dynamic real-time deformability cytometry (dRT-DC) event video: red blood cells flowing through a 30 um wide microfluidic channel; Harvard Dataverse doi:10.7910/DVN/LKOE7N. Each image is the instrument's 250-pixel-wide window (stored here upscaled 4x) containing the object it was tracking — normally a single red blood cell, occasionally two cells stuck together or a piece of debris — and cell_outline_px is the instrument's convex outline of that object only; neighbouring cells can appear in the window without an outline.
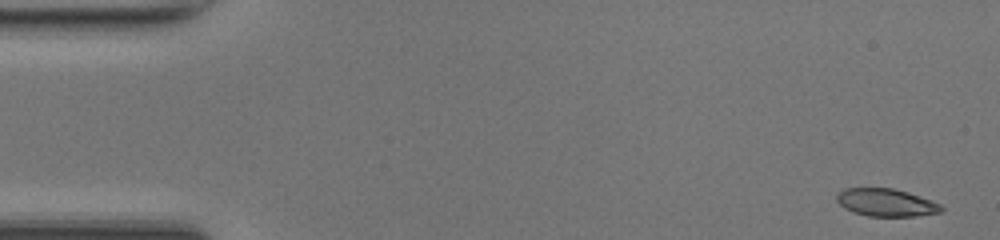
{"species": "common noctule bat (a hibernating species)", "species_latin": "Nyctalus noctula", "temperature_condition": "room temperature", "stored_images_in_passage": 48, "camera_frame_rate_fps": 3000, "um_per_image_px": 0.085, "animal": {"sex": "female", "body_mass_g": 17.0, "forearm_length_mm": 48.0}, "frame": {"image": 1, "passage_image": 1, "time_ms": 0.0, "image_size_px": [1000, 240], "cell_outline_px": [[944, 212], [916, 216], [868, 216], [844, 208], [836, 200], [836, 196], [844, 188], [892, 188], [908, 192], [932, 200], [940, 204], [944, 208]], "centroid_in_image_um": [75.36, 17.21], "position_along_channel_um": 9.6, "area_um2": 16.88}}
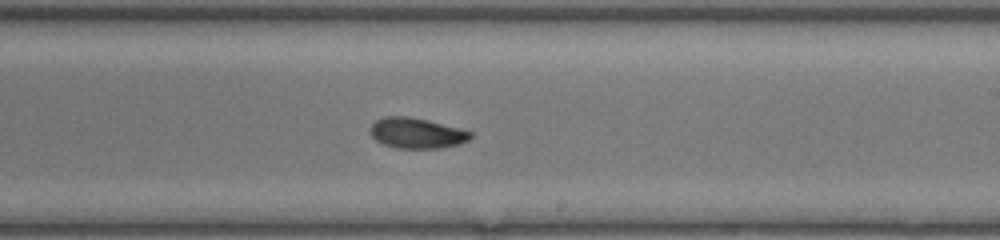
{"frame": {"image": 2, "passage_image": 28, "time_ms": 9.0, "image_size_px": [1000, 240], "cell_outline_px": [[472, 136], [468, 140], [460, 144], [440, 148], [396, 148], [384, 144], [376, 140], [372, 136], [368, 128], [376, 120], [384, 116], [408, 116], [428, 120], [460, 128], [472, 132]], "centroid_in_image_um": [35.41, 11.31], "position_along_channel_um": 253.6, "area_um2": 17.92}}
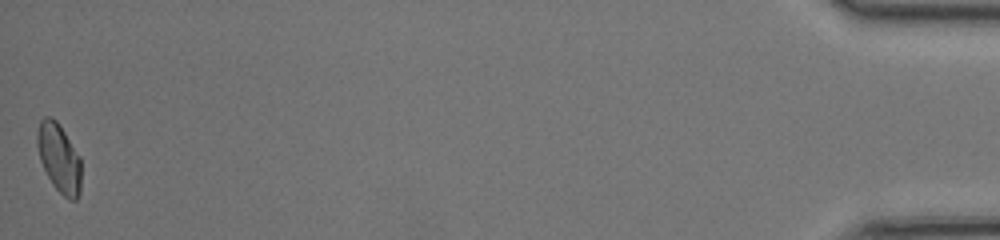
{"frame": {"image": 3, "passage_image": 48, "time_ms": 15.667, "image_size_px": [1000, 240], "cell_outline_px": [[80, 192], [76, 200], [68, 200], [52, 184], [40, 160], [36, 144], [36, 136], [40, 120], [44, 116], [52, 116], [60, 124], [80, 156]], "centroid_in_image_um": [5.01, 13.39], "position_along_channel_um": 430.2, "area_um2": 17.74}, "authors_computed_cell_mechanics": {"area_um2": 17.7446, "velocity_mm_per_s": 4.2356, "shape_relaxation_time_tau1_ms": 3.4107, "shape_relaxation_time_tau2_ms": 2.1086, "deformation_change_tau1": 0.1387, "deformation_change_tau2": 0.0687}}